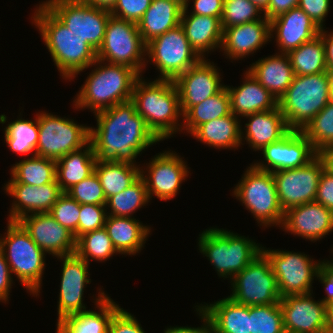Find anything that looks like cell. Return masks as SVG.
Here are the masks:
<instances>
[{
	"mask_svg": "<svg viewBox=\"0 0 333 333\" xmlns=\"http://www.w3.org/2000/svg\"><path fill=\"white\" fill-rule=\"evenodd\" d=\"M97 127H90L89 142L97 160L137 165L136 158L161 140L147 126L129 100L94 113Z\"/></svg>",
	"mask_w": 333,
	"mask_h": 333,
	"instance_id": "6da1fadb",
	"label": "cell"
},
{
	"mask_svg": "<svg viewBox=\"0 0 333 333\" xmlns=\"http://www.w3.org/2000/svg\"><path fill=\"white\" fill-rule=\"evenodd\" d=\"M31 19L63 79H74L97 60V51L69 30L43 3L36 7Z\"/></svg>",
	"mask_w": 333,
	"mask_h": 333,
	"instance_id": "7a4b0ae2",
	"label": "cell"
},
{
	"mask_svg": "<svg viewBox=\"0 0 333 333\" xmlns=\"http://www.w3.org/2000/svg\"><path fill=\"white\" fill-rule=\"evenodd\" d=\"M131 101L136 112L161 141L182 132L183 123L179 118L183 119V114L173 80L154 79L147 82L140 76L135 81Z\"/></svg>",
	"mask_w": 333,
	"mask_h": 333,
	"instance_id": "3957f363",
	"label": "cell"
},
{
	"mask_svg": "<svg viewBox=\"0 0 333 333\" xmlns=\"http://www.w3.org/2000/svg\"><path fill=\"white\" fill-rule=\"evenodd\" d=\"M93 65L96 67L73 100L75 109L88 108L96 113L131 100L135 81L140 77L134 69L98 59Z\"/></svg>",
	"mask_w": 333,
	"mask_h": 333,
	"instance_id": "277c9868",
	"label": "cell"
},
{
	"mask_svg": "<svg viewBox=\"0 0 333 333\" xmlns=\"http://www.w3.org/2000/svg\"><path fill=\"white\" fill-rule=\"evenodd\" d=\"M198 248L219 277L230 280L262 252V245L230 230L211 227L198 237Z\"/></svg>",
	"mask_w": 333,
	"mask_h": 333,
	"instance_id": "5b68a950",
	"label": "cell"
},
{
	"mask_svg": "<svg viewBox=\"0 0 333 333\" xmlns=\"http://www.w3.org/2000/svg\"><path fill=\"white\" fill-rule=\"evenodd\" d=\"M7 223V231L4 236H0V249L11 274L17 277L30 295L37 297L42 290L46 253L18 222L8 221Z\"/></svg>",
	"mask_w": 333,
	"mask_h": 333,
	"instance_id": "8992f818",
	"label": "cell"
},
{
	"mask_svg": "<svg viewBox=\"0 0 333 333\" xmlns=\"http://www.w3.org/2000/svg\"><path fill=\"white\" fill-rule=\"evenodd\" d=\"M329 101L327 72L294 75L292 83L278 100V108L288 127L301 131Z\"/></svg>",
	"mask_w": 333,
	"mask_h": 333,
	"instance_id": "52a82bcc",
	"label": "cell"
},
{
	"mask_svg": "<svg viewBox=\"0 0 333 333\" xmlns=\"http://www.w3.org/2000/svg\"><path fill=\"white\" fill-rule=\"evenodd\" d=\"M232 193L262 227L282 225L284 211L272 172L257 169L251 164Z\"/></svg>",
	"mask_w": 333,
	"mask_h": 333,
	"instance_id": "ba28073f",
	"label": "cell"
},
{
	"mask_svg": "<svg viewBox=\"0 0 333 333\" xmlns=\"http://www.w3.org/2000/svg\"><path fill=\"white\" fill-rule=\"evenodd\" d=\"M97 59L131 67L140 76L146 68V44L136 23L110 15Z\"/></svg>",
	"mask_w": 333,
	"mask_h": 333,
	"instance_id": "9c48e42d",
	"label": "cell"
},
{
	"mask_svg": "<svg viewBox=\"0 0 333 333\" xmlns=\"http://www.w3.org/2000/svg\"><path fill=\"white\" fill-rule=\"evenodd\" d=\"M41 111L37 113L38 141L36 155L58 160L89 143L90 126Z\"/></svg>",
	"mask_w": 333,
	"mask_h": 333,
	"instance_id": "30bf717a",
	"label": "cell"
},
{
	"mask_svg": "<svg viewBox=\"0 0 333 333\" xmlns=\"http://www.w3.org/2000/svg\"><path fill=\"white\" fill-rule=\"evenodd\" d=\"M146 56L147 64L154 63L160 72L156 79L173 81L201 60L180 24L148 42Z\"/></svg>",
	"mask_w": 333,
	"mask_h": 333,
	"instance_id": "8fae6325",
	"label": "cell"
},
{
	"mask_svg": "<svg viewBox=\"0 0 333 333\" xmlns=\"http://www.w3.org/2000/svg\"><path fill=\"white\" fill-rule=\"evenodd\" d=\"M230 298L246 306L279 303L277 279L267 256L261 252L230 281Z\"/></svg>",
	"mask_w": 333,
	"mask_h": 333,
	"instance_id": "7c38bea8",
	"label": "cell"
},
{
	"mask_svg": "<svg viewBox=\"0 0 333 333\" xmlns=\"http://www.w3.org/2000/svg\"><path fill=\"white\" fill-rule=\"evenodd\" d=\"M277 279L281 298L285 295L313 292L312 281L317 277L319 261L301 252L272 250L262 247Z\"/></svg>",
	"mask_w": 333,
	"mask_h": 333,
	"instance_id": "4fadbf2b",
	"label": "cell"
},
{
	"mask_svg": "<svg viewBox=\"0 0 333 333\" xmlns=\"http://www.w3.org/2000/svg\"><path fill=\"white\" fill-rule=\"evenodd\" d=\"M69 30L81 36L96 51L101 47L110 11L87 5L79 0L42 2Z\"/></svg>",
	"mask_w": 333,
	"mask_h": 333,
	"instance_id": "5bb4252c",
	"label": "cell"
},
{
	"mask_svg": "<svg viewBox=\"0 0 333 333\" xmlns=\"http://www.w3.org/2000/svg\"><path fill=\"white\" fill-rule=\"evenodd\" d=\"M324 163L317 155L308 164L273 172L280 206L287 209L315 201Z\"/></svg>",
	"mask_w": 333,
	"mask_h": 333,
	"instance_id": "9a60e30c",
	"label": "cell"
},
{
	"mask_svg": "<svg viewBox=\"0 0 333 333\" xmlns=\"http://www.w3.org/2000/svg\"><path fill=\"white\" fill-rule=\"evenodd\" d=\"M187 166L183 158L171 150L151 158L144 166L145 171L142 166L140 176L145 181L149 200H152L153 195L165 201L176 197L182 182L190 173Z\"/></svg>",
	"mask_w": 333,
	"mask_h": 333,
	"instance_id": "2e32d148",
	"label": "cell"
},
{
	"mask_svg": "<svg viewBox=\"0 0 333 333\" xmlns=\"http://www.w3.org/2000/svg\"><path fill=\"white\" fill-rule=\"evenodd\" d=\"M260 151L264 161L252 165L272 173L305 166L318 155L311 142L299 130H290L280 140L268 144Z\"/></svg>",
	"mask_w": 333,
	"mask_h": 333,
	"instance_id": "e0dca14e",
	"label": "cell"
},
{
	"mask_svg": "<svg viewBox=\"0 0 333 333\" xmlns=\"http://www.w3.org/2000/svg\"><path fill=\"white\" fill-rule=\"evenodd\" d=\"M312 294L285 295L280 299L285 333H329L327 305L314 300Z\"/></svg>",
	"mask_w": 333,
	"mask_h": 333,
	"instance_id": "ac0fdd59",
	"label": "cell"
},
{
	"mask_svg": "<svg viewBox=\"0 0 333 333\" xmlns=\"http://www.w3.org/2000/svg\"><path fill=\"white\" fill-rule=\"evenodd\" d=\"M57 259L63 261L57 305V322H59L68 316L87 311V307L83 303V295L85 287L91 283V279L89 278L90 271H88L89 264L76 253L59 256Z\"/></svg>",
	"mask_w": 333,
	"mask_h": 333,
	"instance_id": "d6986e66",
	"label": "cell"
},
{
	"mask_svg": "<svg viewBox=\"0 0 333 333\" xmlns=\"http://www.w3.org/2000/svg\"><path fill=\"white\" fill-rule=\"evenodd\" d=\"M214 65L210 59H201L174 80L179 92L180 108L183 115L192 106L215 95L225 86L221 83L220 69Z\"/></svg>",
	"mask_w": 333,
	"mask_h": 333,
	"instance_id": "ffe728a7",
	"label": "cell"
},
{
	"mask_svg": "<svg viewBox=\"0 0 333 333\" xmlns=\"http://www.w3.org/2000/svg\"><path fill=\"white\" fill-rule=\"evenodd\" d=\"M17 222L46 254L59 257L76 252L74 234L58 223L49 213L26 215Z\"/></svg>",
	"mask_w": 333,
	"mask_h": 333,
	"instance_id": "44dd1931",
	"label": "cell"
},
{
	"mask_svg": "<svg viewBox=\"0 0 333 333\" xmlns=\"http://www.w3.org/2000/svg\"><path fill=\"white\" fill-rule=\"evenodd\" d=\"M281 229L311 242L323 239L333 231V211L312 201L287 209Z\"/></svg>",
	"mask_w": 333,
	"mask_h": 333,
	"instance_id": "7402d4cb",
	"label": "cell"
},
{
	"mask_svg": "<svg viewBox=\"0 0 333 333\" xmlns=\"http://www.w3.org/2000/svg\"><path fill=\"white\" fill-rule=\"evenodd\" d=\"M3 190L14 198L7 217L8 221L13 222H17L29 214L49 213L52 206L64 193L57 182L40 186L25 183H5Z\"/></svg>",
	"mask_w": 333,
	"mask_h": 333,
	"instance_id": "603a6c76",
	"label": "cell"
},
{
	"mask_svg": "<svg viewBox=\"0 0 333 333\" xmlns=\"http://www.w3.org/2000/svg\"><path fill=\"white\" fill-rule=\"evenodd\" d=\"M320 28L299 7L270 20L271 38L276 39L278 53L288 54L320 34ZM274 33V34H273Z\"/></svg>",
	"mask_w": 333,
	"mask_h": 333,
	"instance_id": "cb8c5ba5",
	"label": "cell"
},
{
	"mask_svg": "<svg viewBox=\"0 0 333 333\" xmlns=\"http://www.w3.org/2000/svg\"><path fill=\"white\" fill-rule=\"evenodd\" d=\"M271 41L270 20L265 17L242 25L223 29L220 50L226 58L239 60L253 54Z\"/></svg>",
	"mask_w": 333,
	"mask_h": 333,
	"instance_id": "d4e9b609",
	"label": "cell"
},
{
	"mask_svg": "<svg viewBox=\"0 0 333 333\" xmlns=\"http://www.w3.org/2000/svg\"><path fill=\"white\" fill-rule=\"evenodd\" d=\"M94 298L95 310H87L61 319L56 324V333H108L113 315L121 308L101 289Z\"/></svg>",
	"mask_w": 333,
	"mask_h": 333,
	"instance_id": "484cf974",
	"label": "cell"
},
{
	"mask_svg": "<svg viewBox=\"0 0 333 333\" xmlns=\"http://www.w3.org/2000/svg\"><path fill=\"white\" fill-rule=\"evenodd\" d=\"M244 117L249 122L245 123L243 128L245 131L242 130L241 125V142L246 140V144L254 149L253 151H260L268 144L280 140L291 130L278 106L272 110L256 112Z\"/></svg>",
	"mask_w": 333,
	"mask_h": 333,
	"instance_id": "4316f807",
	"label": "cell"
},
{
	"mask_svg": "<svg viewBox=\"0 0 333 333\" xmlns=\"http://www.w3.org/2000/svg\"><path fill=\"white\" fill-rule=\"evenodd\" d=\"M243 79V83L238 87L225 85L230 96L231 113L241 119L246 115L272 110L278 106L275 97L248 71H245Z\"/></svg>",
	"mask_w": 333,
	"mask_h": 333,
	"instance_id": "83f0119b",
	"label": "cell"
},
{
	"mask_svg": "<svg viewBox=\"0 0 333 333\" xmlns=\"http://www.w3.org/2000/svg\"><path fill=\"white\" fill-rule=\"evenodd\" d=\"M199 306L207 315L209 333H250L249 306L237 303L229 296Z\"/></svg>",
	"mask_w": 333,
	"mask_h": 333,
	"instance_id": "f1b7e54d",
	"label": "cell"
},
{
	"mask_svg": "<svg viewBox=\"0 0 333 333\" xmlns=\"http://www.w3.org/2000/svg\"><path fill=\"white\" fill-rule=\"evenodd\" d=\"M180 25L184 29L191 48L201 59H206V53L208 54L211 51H215L216 48H221L223 29L220 18L197 14H182Z\"/></svg>",
	"mask_w": 333,
	"mask_h": 333,
	"instance_id": "f546056e",
	"label": "cell"
},
{
	"mask_svg": "<svg viewBox=\"0 0 333 333\" xmlns=\"http://www.w3.org/2000/svg\"><path fill=\"white\" fill-rule=\"evenodd\" d=\"M247 71L278 101L288 89L294 78L293 68L288 54L276 53L261 58Z\"/></svg>",
	"mask_w": 333,
	"mask_h": 333,
	"instance_id": "4dcf8cb0",
	"label": "cell"
},
{
	"mask_svg": "<svg viewBox=\"0 0 333 333\" xmlns=\"http://www.w3.org/2000/svg\"><path fill=\"white\" fill-rule=\"evenodd\" d=\"M104 228L114 248L121 255L140 253L151 233V227L143 225L135 217L107 215Z\"/></svg>",
	"mask_w": 333,
	"mask_h": 333,
	"instance_id": "1f68e13d",
	"label": "cell"
},
{
	"mask_svg": "<svg viewBox=\"0 0 333 333\" xmlns=\"http://www.w3.org/2000/svg\"><path fill=\"white\" fill-rule=\"evenodd\" d=\"M184 6L176 0H152L137 23L145 44L180 24Z\"/></svg>",
	"mask_w": 333,
	"mask_h": 333,
	"instance_id": "d6a6232c",
	"label": "cell"
},
{
	"mask_svg": "<svg viewBox=\"0 0 333 333\" xmlns=\"http://www.w3.org/2000/svg\"><path fill=\"white\" fill-rule=\"evenodd\" d=\"M196 140L216 149H237L241 142V120L233 113L200 125L192 134Z\"/></svg>",
	"mask_w": 333,
	"mask_h": 333,
	"instance_id": "836d02e7",
	"label": "cell"
},
{
	"mask_svg": "<svg viewBox=\"0 0 333 333\" xmlns=\"http://www.w3.org/2000/svg\"><path fill=\"white\" fill-rule=\"evenodd\" d=\"M97 162L92 144L56 160V181L63 192L95 172Z\"/></svg>",
	"mask_w": 333,
	"mask_h": 333,
	"instance_id": "e575fe53",
	"label": "cell"
},
{
	"mask_svg": "<svg viewBox=\"0 0 333 333\" xmlns=\"http://www.w3.org/2000/svg\"><path fill=\"white\" fill-rule=\"evenodd\" d=\"M140 165L110 160H97L95 173L100 179L106 199L122 192L141 175Z\"/></svg>",
	"mask_w": 333,
	"mask_h": 333,
	"instance_id": "d590c367",
	"label": "cell"
},
{
	"mask_svg": "<svg viewBox=\"0 0 333 333\" xmlns=\"http://www.w3.org/2000/svg\"><path fill=\"white\" fill-rule=\"evenodd\" d=\"M230 114V96L224 86L218 93L192 106L183 115L182 130L192 134L200 125Z\"/></svg>",
	"mask_w": 333,
	"mask_h": 333,
	"instance_id": "8d00e7d4",
	"label": "cell"
},
{
	"mask_svg": "<svg viewBox=\"0 0 333 333\" xmlns=\"http://www.w3.org/2000/svg\"><path fill=\"white\" fill-rule=\"evenodd\" d=\"M11 179L7 183L45 185L56 181V160L33 155L21 160L11 168Z\"/></svg>",
	"mask_w": 333,
	"mask_h": 333,
	"instance_id": "74e56055",
	"label": "cell"
},
{
	"mask_svg": "<svg viewBox=\"0 0 333 333\" xmlns=\"http://www.w3.org/2000/svg\"><path fill=\"white\" fill-rule=\"evenodd\" d=\"M294 75L327 72L325 44L320 35L288 53Z\"/></svg>",
	"mask_w": 333,
	"mask_h": 333,
	"instance_id": "f35d334b",
	"label": "cell"
},
{
	"mask_svg": "<svg viewBox=\"0 0 333 333\" xmlns=\"http://www.w3.org/2000/svg\"><path fill=\"white\" fill-rule=\"evenodd\" d=\"M150 202L144 179L140 176L122 192L109 197L106 201L107 215L132 217L133 214ZM108 207V208H107Z\"/></svg>",
	"mask_w": 333,
	"mask_h": 333,
	"instance_id": "ab89813d",
	"label": "cell"
},
{
	"mask_svg": "<svg viewBox=\"0 0 333 333\" xmlns=\"http://www.w3.org/2000/svg\"><path fill=\"white\" fill-rule=\"evenodd\" d=\"M15 121H10L4 128V138L8 147L17 154L31 153L36 155L38 141V121L37 114L33 120H25L17 117ZM34 152V153H32Z\"/></svg>",
	"mask_w": 333,
	"mask_h": 333,
	"instance_id": "60d3db41",
	"label": "cell"
},
{
	"mask_svg": "<svg viewBox=\"0 0 333 333\" xmlns=\"http://www.w3.org/2000/svg\"><path fill=\"white\" fill-rule=\"evenodd\" d=\"M75 253L88 264L90 260L104 262L114 254H119L104 227L81 235L76 240Z\"/></svg>",
	"mask_w": 333,
	"mask_h": 333,
	"instance_id": "b9f144b4",
	"label": "cell"
},
{
	"mask_svg": "<svg viewBox=\"0 0 333 333\" xmlns=\"http://www.w3.org/2000/svg\"><path fill=\"white\" fill-rule=\"evenodd\" d=\"M301 132L317 152L333 145V102L329 101Z\"/></svg>",
	"mask_w": 333,
	"mask_h": 333,
	"instance_id": "7bdbcfd3",
	"label": "cell"
},
{
	"mask_svg": "<svg viewBox=\"0 0 333 333\" xmlns=\"http://www.w3.org/2000/svg\"><path fill=\"white\" fill-rule=\"evenodd\" d=\"M250 333H285L280 303L249 306Z\"/></svg>",
	"mask_w": 333,
	"mask_h": 333,
	"instance_id": "ee69618b",
	"label": "cell"
},
{
	"mask_svg": "<svg viewBox=\"0 0 333 333\" xmlns=\"http://www.w3.org/2000/svg\"><path fill=\"white\" fill-rule=\"evenodd\" d=\"M264 12L250 0H224L222 29L261 20Z\"/></svg>",
	"mask_w": 333,
	"mask_h": 333,
	"instance_id": "f6af8a7d",
	"label": "cell"
},
{
	"mask_svg": "<svg viewBox=\"0 0 333 333\" xmlns=\"http://www.w3.org/2000/svg\"><path fill=\"white\" fill-rule=\"evenodd\" d=\"M80 206L81 204L64 192L49 212L58 223L74 234L76 240L78 239Z\"/></svg>",
	"mask_w": 333,
	"mask_h": 333,
	"instance_id": "bcb514c9",
	"label": "cell"
},
{
	"mask_svg": "<svg viewBox=\"0 0 333 333\" xmlns=\"http://www.w3.org/2000/svg\"><path fill=\"white\" fill-rule=\"evenodd\" d=\"M66 193L79 204L106 205L107 201L100 179L95 172L73 185Z\"/></svg>",
	"mask_w": 333,
	"mask_h": 333,
	"instance_id": "7dc6e473",
	"label": "cell"
},
{
	"mask_svg": "<svg viewBox=\"0 0 333 333\" xmlns=\"http://www.w3.org/2000/svg\"><path fill=\"white\" fill-rule=\"evenodd\" d=\"M107 209L105 205L81 204L78 221V238L105 225Z\"/></svg>",
	"mask_w": 333,
	"mask_h": 333,
	"instance_id": "c3c4849f",
	"label": "cell"
},
{
	"mask_svg": "<svg viewBox=\"0 0 333 333\" xmlns=\"http://www.w3.org/2000/svg\"><path fill=\"white\" fill-rule=\"evenodd\" d=\"M151 1L152 0H117L110 13L115 17L137 24L150 7Z\"/></svg>",
	"mask_w": 333,
	"mask_h": 333,
	"instance_id": "681fc988",
	"label": "cell"
},
{
	"mask_svg": "<svg viewBox=\"0 0 333 333\" xmlns=\"http://www.w3.org/2000/svg\"><path fill=\"white\" fill-rule=\"evenodd\" d=\"M108 333H146L136 317L120 308L112 317Z\"/></svg>",
	"mask_w": 333,
	"mask_h": 333,
	"instance_id": "f907efd6",
	"label": "cell"
},
{
	"mask_svg": "<svg viewBox=\"0 0 333 333\" xmlns=\"http://www.w3.org/2000/svg\"><path fill=\"white\" fill-rule=\"evenodd\" d=\"M330 0H299L301 8L320 28L323 29L324 21L330 11Z\"/></svg>",
	"mask_w": 333,
	"mask_h": 333,
	"instance_id": "816d5d0a",
	"label": "cell"
},
{
	"mask_svg": "<svg viewBox=\"0 0 333 333\" xmlns=\"http://www.w3.org/2000/svg\"><path fill=\"white\" fill-rule=\"evenodd\" d=\"M188 4L184 7L182 14H197L203 16H212L220 18L222 17L223 13V3L224 0H193V9L192 12H188Z\"/></svg>",
	"mask_w": 333,
	"mask_h": 333,
	"instance_id": "f5cc1de1",
	"label": "cell"
},
{
	"mask_svg": "<svg viewBox=\"0 0 333 333\" xmlns=\"http://www.w3.org/2000/svg\"><path fill=\"white\" fill-rule=\"evenodd\" d=\"M315 201L333 211V176L325 170L320 174Z\"/></svg>",
	"mask_w": 333,
	"mask_h": 333,
	"instance_id": "db71d44e",
	"label": "cell"
},
{
	"mask_svg": "<svg viewBox=\"0 0 333 333\" xmlns=\"http://www.w3.org/2000/svg\"><path fill=\"white\" fill-rule=\"evenodd\" d=\"M316 278L324 286V290L327 294L320 300L328 306L330 303H333V262L323 259V261L320 262Z\"/></svg>",
	"mask_w": 333,
	"mask_h": 333,
	"instance_id": "11a10c76",
	"label": "cell"
},
{
	"mask_svg": "<svg viewBox=\"0 0 333 333\" xmlns=\"http://www.w3.org/2000/svg\"><path fill=\"white\" fill-rule=\"evenodd\" d=\"M13 276L3 252L0 249V302L8 303ZM8 301V302H7Z\"/></svg>",
	"mask_w": 333,
	"mask_h": 333,
	"instance_id": "9f6ffc18",
	"label": "cell"
},
{
	"mask_svg": "<svg viewBox=\"0 0 333 333\" xmlns=\"http://www.w3.org/2000/svg\"><path fill=\"white\" fill-rule=\"evenodd\" d=\"M299 0H270L264 17L272 20L281 14L287 13L292 8L298 7Z\"/></svg>",
	"mask_w": 333,
	"mask_h": 333,
	"instance_id": "6f0895ef",
	"label": "cell"
},
{
	"mask_svg": "<svg viewBox=\"0 0 333 333\" xmlns=\"http://www.w3.org/2000/svg\"><path fill=\"white\" fill-rule=\"evenodd\" d=\"M195 307H197L195 308L197 314L199 315V317L201 316V321L203 320L201 327L173 326L166 328V330H164V333H209L208 318L205 311L198 305H196Z\"/></svg>",
	"mask_w": 333,
	"mask_h": 333,
	"instance_id": "680465c9",
	"label": "cell"
},
{
	"mask_svg": "<svg viewBox=\"0 0 333 333\" xmlns=\"http://www.w3.org/2000/svg\"><path fill=\"white\" fill-rule=\"evenodd\" d=\"M325 44L326 65L328 70H333V32L326 31L324 28L319 34Z\"/></svg>",
	"mask_w": 333,
	"mask_h": 333,
	"instance_id": "91938a15",
	"label": "cell"
},
{
	"mask_svg": "<svg viewBox=\"0 0 333 333\" xmlns=\"http://www.w3.org/2000/svg\"><path fill=\"white\" fill-rule=\"evenodd\" d=\"M318 156L324 163V170L333 176V145L322 148Z\"/></svg>",
	"mask_w": 333,
	"mask_h": 333,
	"instance_id": "94428289",
	"label": "cell"
},
{
	"mask_svg": "<svg viewBox=\"0 0 333 333\" xmlns=\"http://www.w3.org/2000/svg\"><path fill=\"white\" fill-rule=\"evenodd\" d=\"M79 1L93 7L111 11L114 8L117 0H79Z\"/></svg>",
	"mask_w": 333,
	"mask_h": 333,
	"instance_id": "6125c7cd",
	"label": "cell"
},
{
	"mask_svg": "<svg viewBox=\"0 0 333 333\" xmlns=\"http://www.w3.org/2000/svg\"><path fill=\"white\" fill-rule=\"evenodd\" d=\"M327 325L329 333H333V303L327 306Z\"/></svg>",
	"mask_w": 333,
	"mask_h": 333,
	"instance_id": "be15d7a7",
	"label": "cell"
},
{
	"mask_svg": "<svg viewBox=\"0 0 333 333\" xmlns=\"http://www.w3.org/2000/svg\"><path fill=\"white\" fill-rule=\"evenodd\" d=\"M327 76L329 80V99L333 102V70H328Z\"/></svg>",
	"mask_w": 333,
	"mask_h": 333,
	"instance_id": "e7e4bbea",
	"label": "cell"
},
{
	"mask_svg": "<svg viewBox=\"0 0 333 333\" xmlns=\"http://www.w3.org/2000/svg\"><path fill=\"white\" fill-rule=\"evenodd\" d=\"M253 2L258 8H260L263 12L266 11L270 0H250Z\"/></svg>",
	"mask_w": 333,
	"mask_h": 333,
	"instance_id": "03108f58",
	"label": "cell"
},
{
	"mask_svg": "<svg viewBox=\"0 0 333 333\" xmlns=\"http://www.w3.org/2000/svg\"><path fill=\"white\" fill-rule=\"evenodd\" d=\"M178 1L180 4H182L184 7L188 4L189 0H176Z\"/></svg>",
	"mask_w": 333,
	"mask_h": 333,
	"instance_id": "003e7915",
	"label": "cell"
}]
</instances>
